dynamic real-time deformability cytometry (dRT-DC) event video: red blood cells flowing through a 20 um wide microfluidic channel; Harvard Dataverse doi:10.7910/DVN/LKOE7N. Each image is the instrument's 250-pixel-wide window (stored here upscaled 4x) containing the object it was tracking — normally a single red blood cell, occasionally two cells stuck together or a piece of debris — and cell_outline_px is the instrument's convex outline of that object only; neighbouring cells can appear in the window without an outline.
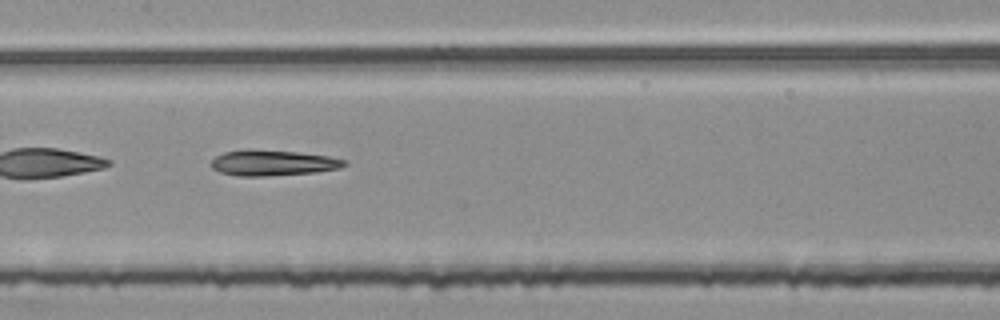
{"species": "common noctule bat (a hibernating species)", "species_latin": "Nyctalus noctula", "temperature_condition": "room temperature", "stored_images_in_passage": 53, "segment_of_instrument_passage": [2, 2], "camera_frame_rate_fps": 3000, "um_per_image_px": 0.085, "animal": {"sex": "female", "body_mass_g": 25.1}, "frame": {"image": 1, "passage_image": 26, "time_ms": 8.333, "image_size_px": [1000, 320], "cell_outline_px": [[348, 164], [340, 168], [316, 172], [264, 176], [236, 176], [220, 172], [212, 168], [212, 160], [216, 156], [224, 152], [244, 148], [248, 148], [296, 152], [328, 156], [344, 160]], "centroid_in_image_um": [23.15, 13.83], "position_along_channel_um": 184.2, "area_um2": 20.0}}
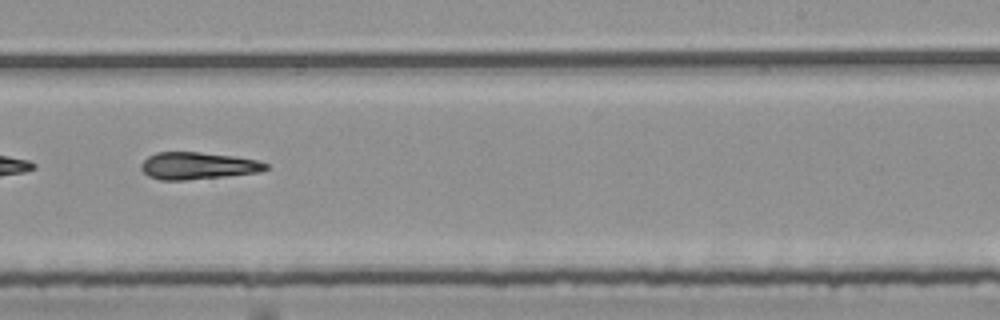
{"frame": {"image": 2, "passage_image": 33, "time_ms": 10.667, "image_size_px": [1000, 320], "cell_outline_px": [[268, 168], [260, 172], [224, 176], [184, 180], [160, 180], [148, 176], [140, 168], [140, 164], [148, 156], [156, 152], [200, 152], [232, 156], [260, 160], [268, 164]], "centroid_in_image_um": [16.8, 14.08], "position_along_channel_um": 272.2, "area_um2": 19.71}}
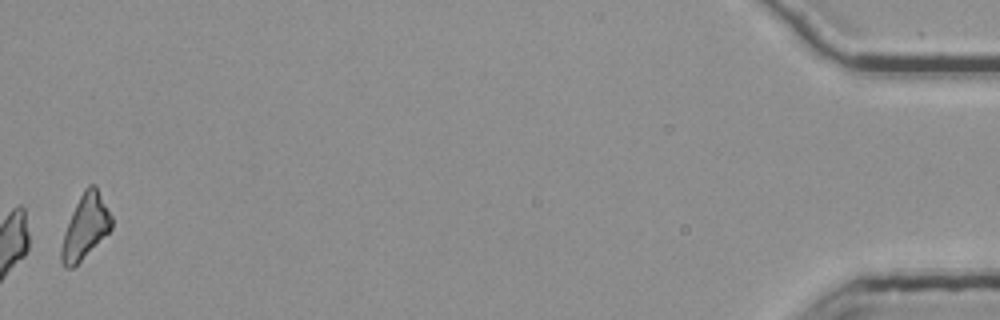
{"frame": {"image": 3, "passage_image": 53, "time_ms": 17.333, "image_size_px": [1000, 320], "cell_outline_px": [[112, 228], [72, 268], [64, 268], [60, 260], [60, 248], [64, 232], [72, 212], [84, 188], [88, 184], [96, 184], [112, 216]], "centroid_in_image_um": [7.24, 19.24], "position_along_channel_um": 428.0, "area_um2": 18.55}}